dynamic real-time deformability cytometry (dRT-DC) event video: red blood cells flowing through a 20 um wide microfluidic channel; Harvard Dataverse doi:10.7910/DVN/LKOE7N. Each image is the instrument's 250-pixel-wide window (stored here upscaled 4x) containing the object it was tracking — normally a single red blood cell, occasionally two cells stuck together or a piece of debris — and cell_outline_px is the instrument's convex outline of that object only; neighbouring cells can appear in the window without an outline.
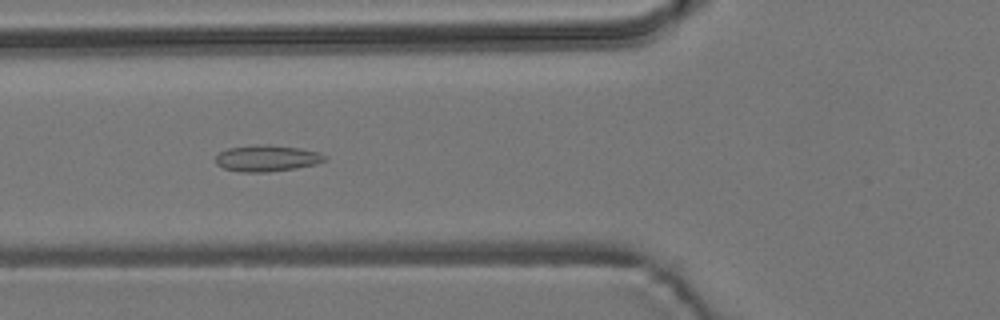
{"species": "common noctule bat (a hibernating species)", "species_latin": "Nyctalus noctula", "temperature_condition": "room temperature", "stored_images_in_passage": 8, "camera_frame_rate_fps": 3000, "um_per_image_px": 0.085, "animal": {"sex": "male", "body_mass_g": 19.2, "forearm_length_mm": 51.8}, "frame": {"image": 1, "passage_image": 3, "time_ms": 2.333, "image_size_px": [1000, 320], "cell_outline_px": [[328, 156], [324, 160], [316, 164], [296, 168], [268, 172], [240, 172], [224, 168], [216, 164], [216, 156], [220, 152], [228, 148], [256, 144], [268, 144], [300, 148], [320, 152]], "centroid_in_image_um": [22.7, 13.44], "position_along_channel_um": 103.1, "area_um2": 16.88}}
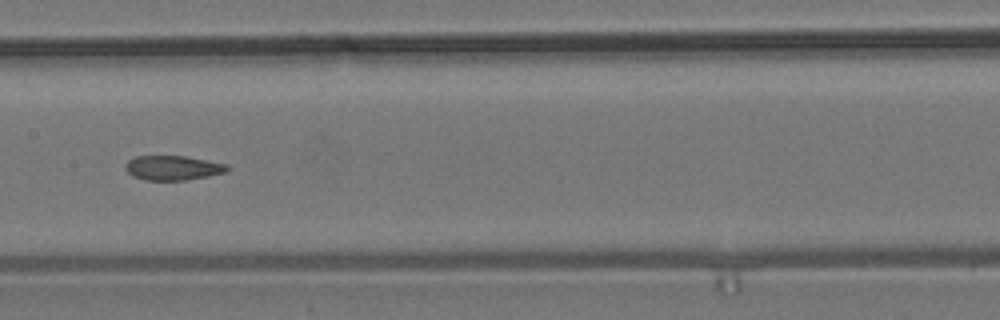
{"frame": {"image": 2, "passage_image": 5, "time_ms": 4.667, "image_size_px": [1000, 320], "cell_outline_px": [[232, 168], [224, 172], [208, 176], [184, 180], [144, 180], [132, 176], [128, 172], [128, 160], [136, 156], [184, 156], [228, 164]], "centroid_in_image_um": [14.74, 14.27], "position_along_channel_um": 192.7, "area_um2": 14.39}}
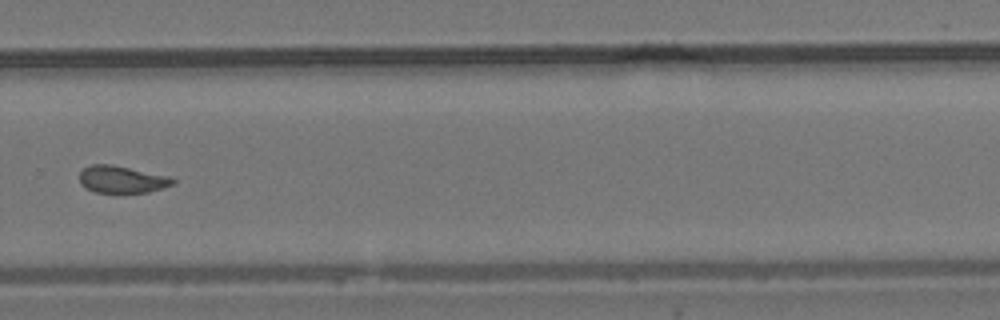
{"frame": {"image": 3, "passage_image": 8, "time_ms": 8.0, "image_size_px": [1000, 320], "cell_outline_px": [[176, 180], [172, 184], [148, 192], [96, 192], [80, 184], [80, 172], [84, 168], [92, 164], [112, 164], [172, 176]], "centroid_in_image_um": [10.38, 15.23], "position_along_channel_um": 319.4, "area_um2": 14.68}}